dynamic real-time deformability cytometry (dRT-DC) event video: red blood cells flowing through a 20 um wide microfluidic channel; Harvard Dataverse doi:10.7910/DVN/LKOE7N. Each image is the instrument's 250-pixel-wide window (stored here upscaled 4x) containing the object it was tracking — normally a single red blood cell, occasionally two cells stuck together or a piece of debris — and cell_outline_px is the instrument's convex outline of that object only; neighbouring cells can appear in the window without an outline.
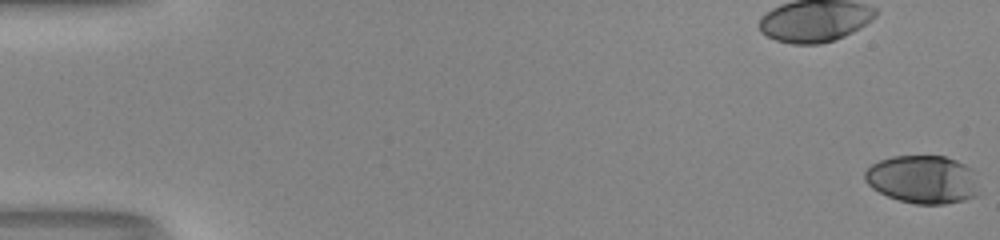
{"species": "human", "species_latin": "Homo sapiens", "temperature_condition": "room temperature", "stored_images_in_passage": 53, "camera_frame_rate_fps": 3000, "um_per_image_px": 0.085, "donor": {"sex": "male"}, "frame": {"image": 1, "passage_image": 1, "time_ms": 0.0, "image_size_px": [1000, 240], "cell_outline_px": [[980, 192], [976, 196], [964, 200], [944, 204], [916, 204], [900, 200], [888, 196], [872, 188], [864, 180], [864, 172], [872, 164], [880, 160], [892, 156], [944, 156], [956, 160], [972, 168]], "centroid_in_image_um": [78.45, 15.25], "position_along_channel_um": 6.6, "area_um2": 32.14}}
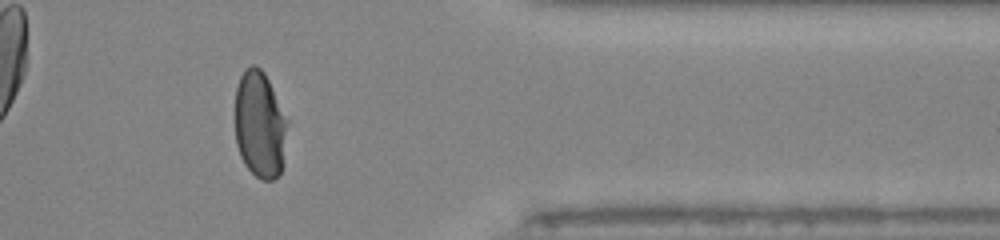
{"frame": {"image": 2, "passage_image": 44, "time_ms": 14.333, "image_size_px": [1000, 240], "cell_outline_px": [[288, 120], [284, 164], [280, 172], [272, 180], [260, 180], [244, 164], [240, 156], [236, 144], [236, 88], [240, 76], [244, 68], [252, 64], [256, 64], [264, 72]], "centroid_in_image_um": [22.09, 10.6], "position_along_channel_um": 389.3, "area_um2": 32.89}}
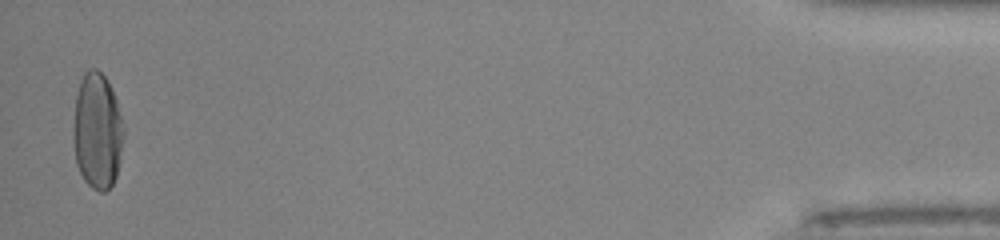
{"frame": {"image": 3, "passage_image": 52, "time_ms": 17.0, "image_size_px": [1000, 240], "cell_outline_px": [[124, 136], [116, 176], [112, 184], [104, 192], [100, 192], [92, 188], [84, 180], [76, 164], [72, 140], [72, 128], [76, 96], [80, 80], [84, 72], [88, 68], [96, 68], [108, 80], [112, 88], [116, 100], [124, 132]], "centroid_in_image_um": [8.24, 11.12], "position_along_channel_um": 427.0, "area_um2": 34.39}, "authors_computed_cell_mechanics": {"area_um2": 33.4662, "velocity_mm_per_s": 4.1233, "shape_relaxation_time_tau1_ms": 8.1338, "shape_relaxation_time_tau2_ms": 1.3673, "deformation_change_tau1": 0.2855, "deformation_change_tau2": 0.0304}}